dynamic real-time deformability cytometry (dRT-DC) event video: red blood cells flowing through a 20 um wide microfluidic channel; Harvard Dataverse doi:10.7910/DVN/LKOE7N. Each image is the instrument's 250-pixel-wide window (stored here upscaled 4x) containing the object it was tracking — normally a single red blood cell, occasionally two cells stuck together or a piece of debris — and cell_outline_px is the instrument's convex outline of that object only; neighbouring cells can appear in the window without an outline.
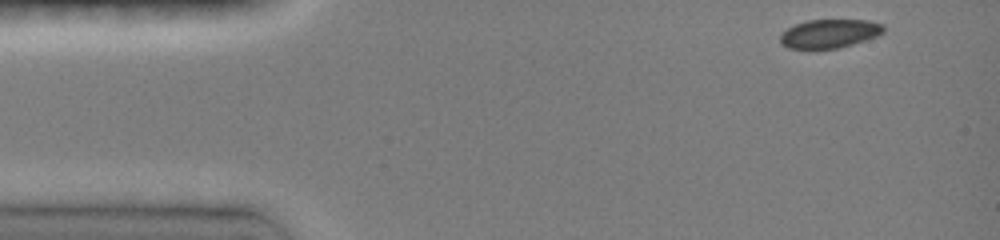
{"species": "common noctule bat (a hibernating species)", "species_latin": "Nyctalus noctula", "temperature_condition": "room temperature", "stored_images_in_passage": 41, "camera_frame_rate_fps": 3000, "um_per_image_px": 0.085, "animal": {"sex": "female", "body_mass_g": 19.0, "forearm_length_mm": 51.5}, "frame": {"image": 1, "passage_image": 1, "time_ms": 0.0, "image_size_px": [1000, 240], "cell_outline_px": [[884, 32], [876, 36], [852, 44], [836, 48], [788, 48], [780, 44], [780, 36], [788, 28], [796, 24], [808, 20], [868, 20], [884, 24]], "centroid_in_image_um": [70.51, 2.84], "position_along_channel_um": 14.5, "area_um2": 17.05}}
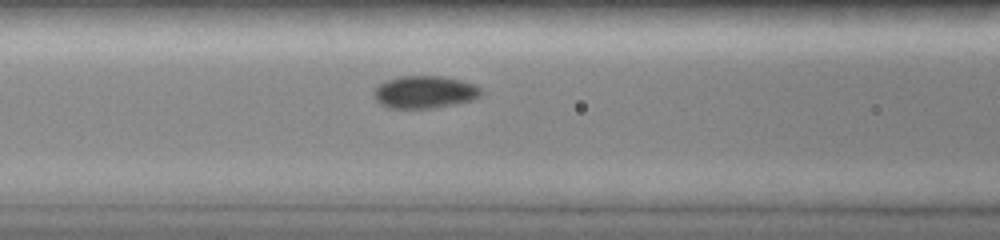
{"frame": {"image": 2, "passage_image": 16, "time_ms": 5.0, "image_size_px": [1000, 240], "cell_outline_px": [[484, 92], [480, 96], [472, 100], [432, 108], [388, 108], [380, 104], [376, 100], [372, 92], [384, 80], [400, 76], [444, 76], [476, 84]], "centroid_in_image_um": [36.09, 7.82], "position_along_channel_um": 130.5, "area_um2": 20.4}}
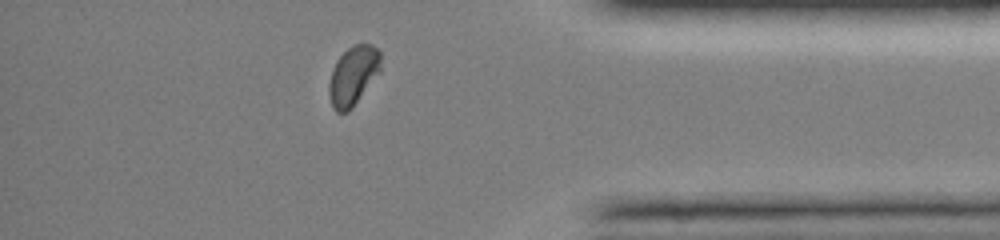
{"frame": {"image": 3, "passage_image": 37, "time_ms": 12.0, "image_size_px": [1000, 240], "cell_outline_px": [[380, 72], [352, 108], [348, 112], [336, 112], [332, 108], [328, 92], [328, 84], [332, 68], [336, 60], [352, 44], [372, 44], [380, 52]], "centroid_in_image_um": [29.99, 6.44], "position_along_channel_um": 405.2, "area_um2": 17.98}, "authors_computed_cell_mechanics": {"area_um2": 18.8428, "velocity_mm_per_s": 4.1067, "shape_relaxation_time_tau1_ms": 6.4872, "shape_relaxation_time_tau2_ms": null, "deformation_change_tau1": 0.0867, "deformation_change_tau2": null}}